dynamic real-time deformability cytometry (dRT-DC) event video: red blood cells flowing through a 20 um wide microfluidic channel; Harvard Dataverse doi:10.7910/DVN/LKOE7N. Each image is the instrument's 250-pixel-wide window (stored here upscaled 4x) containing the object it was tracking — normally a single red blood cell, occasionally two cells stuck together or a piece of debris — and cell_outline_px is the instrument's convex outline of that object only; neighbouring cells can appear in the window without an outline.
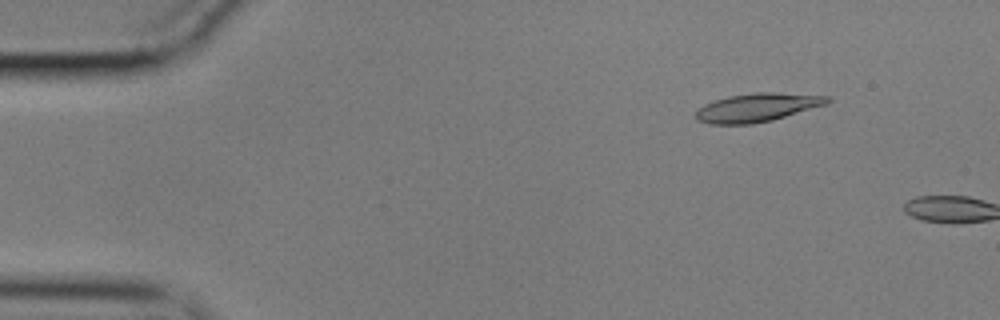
{"species": "common noctule bat (a hibernating species)", "species_latin": "Nyctalus noctula", "temperature_condition": "cold", "stored_images_in_passage": 5, "camera_frame_rate_fps": 3000, "um_per_image_px": 0.085, "animal": {"sex": "male", "body_mass_g": 17.9}, "frame": {"image": 1, "passage_image": 3, "time_ms": 0.667, "image_size_px": [1000, 320], "cell_outline_px": [[832, 100], [824, 104], [772, 120], [752, 124], [708, 124], [696, 120], [696, 108], [704, 104], [728, 96], [756, 92], [776, 92], [828, 96]], "centroid_in_image_um": [64.29, 9.13], "position_along_channel_um": 20.7, "area_um2": 21.68}}